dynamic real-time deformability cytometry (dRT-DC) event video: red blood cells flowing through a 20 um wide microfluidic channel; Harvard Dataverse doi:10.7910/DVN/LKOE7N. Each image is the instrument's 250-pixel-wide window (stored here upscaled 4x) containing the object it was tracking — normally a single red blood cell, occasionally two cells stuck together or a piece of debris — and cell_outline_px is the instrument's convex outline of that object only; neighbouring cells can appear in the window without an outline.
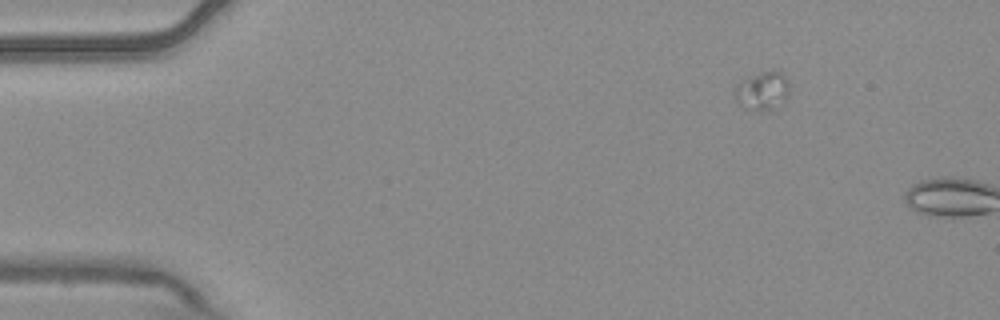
{"species": "common noctule bat (a hibernating species)", "species_latin": "Nyctalus noctula", "temperature_condition": "warm", "stored_images_in_passage": 2, "camera_frame_rate_fps": 3000, "um_per_image_px": 0.085, "animal": {"sex": "male", "body_mass_g": 20.4}, "frame": {"image": 1, "passage_image": 1, "time_ms": 0.0, "image_size_px": [1000, 320], "cell_outline_px": [[788, 96], [768, 112], [764, 112], [752, 108], [736, 100], [732, 92], [736, 84], [740, 80], [748, 76], [760, 72], [780, 72], [784, 76], [788, 84]], "centroid_in_image_um": [64.76, 7.7], "position_along_channel_um": 20.2, "area_um2": 11.91}}